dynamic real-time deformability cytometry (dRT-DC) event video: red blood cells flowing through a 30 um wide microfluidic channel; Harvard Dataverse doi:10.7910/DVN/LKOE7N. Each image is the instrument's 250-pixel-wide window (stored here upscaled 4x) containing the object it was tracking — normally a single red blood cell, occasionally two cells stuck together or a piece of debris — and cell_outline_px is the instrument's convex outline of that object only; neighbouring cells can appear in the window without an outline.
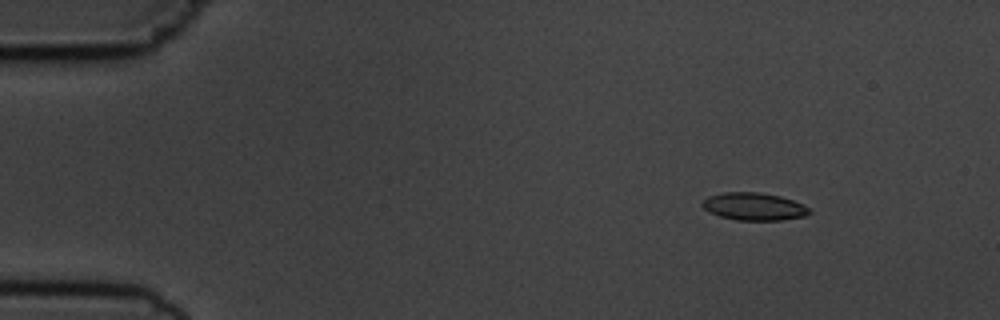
{"species": "common noctule bat (a hibernating species)", "species_latin": "Nyctalus noctula", "temperature_condition": "cold", "stored_images_in_passage": 6, "camera_frame_rate_fps": 3000, "um_per_image_px": 0.085, "animal": {"sex": "male", "body_mass_g": 19.5, "forearm_length_mm": 54.6}, "frame": {"image": 1, "passage_image": 2, "time_ms": 1.333, "image_size_px": [1000, 320], "cell_outline_px": [[812, 212], [804, 216], [780, 220], [736, 220], [720, 216], [708, 212], [700, 204], [708, 196], [724, 192], [760, 192], [780, 196], [804, 204]], "centroid_in_image_um": [64.07, 17.55], "position_along_channel_um": 20.9, "area_um2": 17.22}}
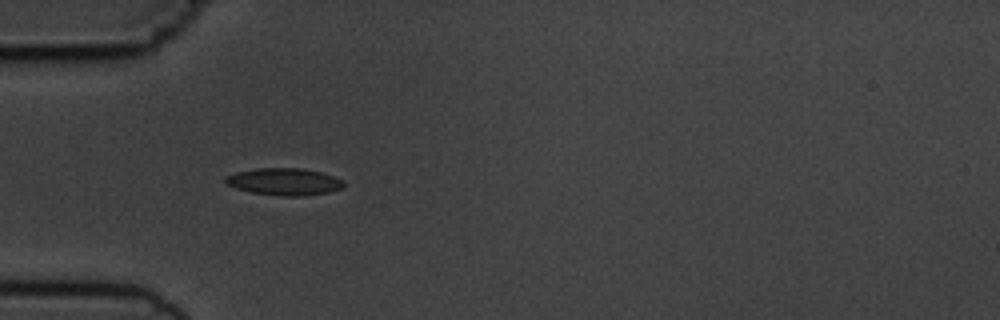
{"frame": {"image": 2, "passage_image": 5, "time_ms": 4.667, "image_size_px": [1000, 320], "cell_outline_px": [[344, 188], [328, 192], [300, 196], [280, 196], [252, 192], [236, 188], [228, 184], [224, 180], [224, 176], [236, 172], [256, 168], [304, 168], [320, 172], [344, 180]], "centroid_in_image_um": [24.16, 15.44], "position_along_channel_um": 60.8, "area_um2": 18.67}}
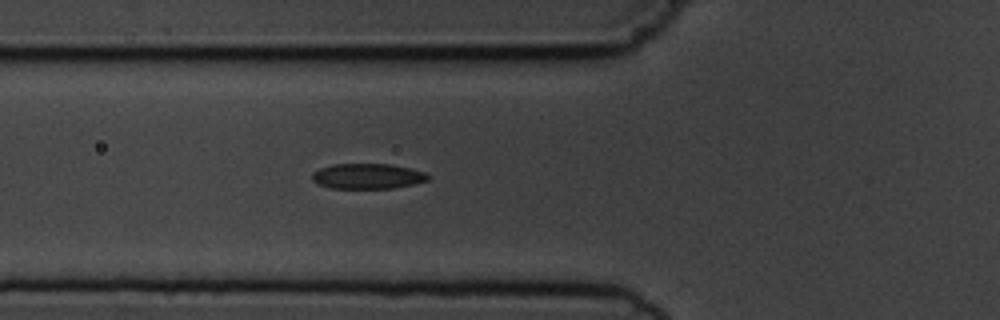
{"frame": {"image": 3, "passage_image": 6, "time_ms": 5.667, "image_size_px": [1000, 320], "cell_outline_px": [[428, 180], [412, 184], [392, 188], [332, 188], [320, 184], [312, 180], [312, 172], [320, 168], [332, 164], [388, 164], [428, 172]], "centroid_in_image_um": [31.23, 14.97], "position_along_channel_um": 94.6, "area_um2": 16.94}}